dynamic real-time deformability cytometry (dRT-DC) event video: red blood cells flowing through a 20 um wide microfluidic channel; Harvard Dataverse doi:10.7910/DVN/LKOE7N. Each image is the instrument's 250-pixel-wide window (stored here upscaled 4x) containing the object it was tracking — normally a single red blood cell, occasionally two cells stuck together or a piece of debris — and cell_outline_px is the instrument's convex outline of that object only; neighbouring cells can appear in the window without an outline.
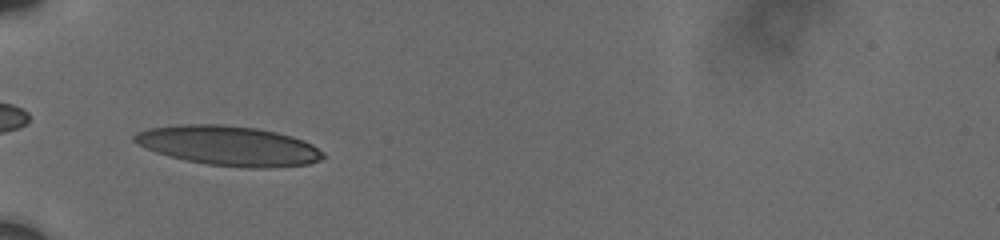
{"species": "human", "species_latin": "Homo sapiens", "temperature_condition": "cold", "stored_images_in_passage": 4, "camera_frame_rate_fps": 3000, "um_per_image_px": 0.085, "donor": {"sex": "male"}, "frame": {"image": 1, "passage_image": 3, "time_ms": 2.0, "image_size_px": [1000, 240], "cell_outline_px": [[324, 156], [320, 160], [308, 164], [268, 168], [252, 168], [208, 164], [184, 160], [168, 156], [156, 152], [136, 144], [132, 140], [132, 136], [136, 132], [148, 128], [180, 124], [220, 124], [256, 128], [276, 132], [292, 136], [304, 140], [312, 144], [324, 152]], "centroid_in_image_um": [19.42, 12.38], "position_along_channel_um": 65.6, "area_um2": 43.81}}